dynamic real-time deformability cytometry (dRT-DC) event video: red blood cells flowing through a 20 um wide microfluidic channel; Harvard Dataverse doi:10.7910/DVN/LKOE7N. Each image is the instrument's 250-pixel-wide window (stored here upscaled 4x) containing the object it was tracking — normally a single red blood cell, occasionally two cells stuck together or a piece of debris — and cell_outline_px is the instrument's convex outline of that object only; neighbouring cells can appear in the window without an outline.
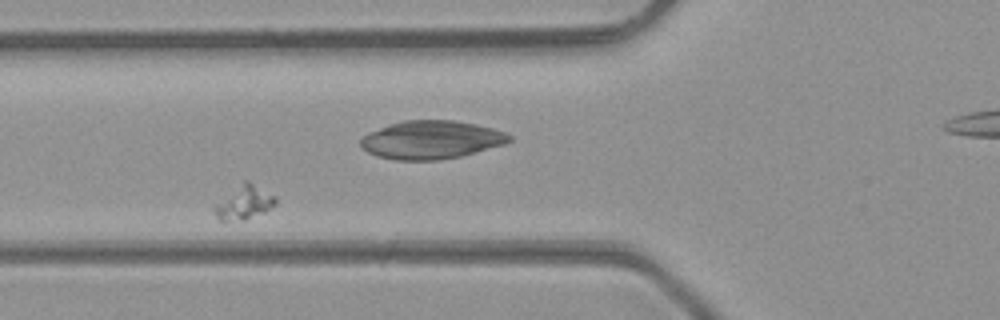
{"species": "common noctule bat (a hibernating species)", "species_latin": "Nyctalus noctula", "temperature_condition": "room temperature", "stored_images_in_passage": 26, "camera_frame_rate_fps": 3000, "um_per_image_px": 0.085, "animal": {"sex": "male", "body_mass_g": 23.1, "forearm_length_mm": 52.7}, "frame": {"image": 1, "passage_image": 2, "time_ms": 0.333, "image_size_px": [1000, 320], "cell_outline_px": [[276, 204], [264, 212], [244, 220], [220, 220], [212, 212], [212, 204], [244, 180], [248, 180], [276, 196]], "centroid_in_image_um": [20.7, 17.2], "position_along_channel_um": 105.1, "area_um2": 12.25}}
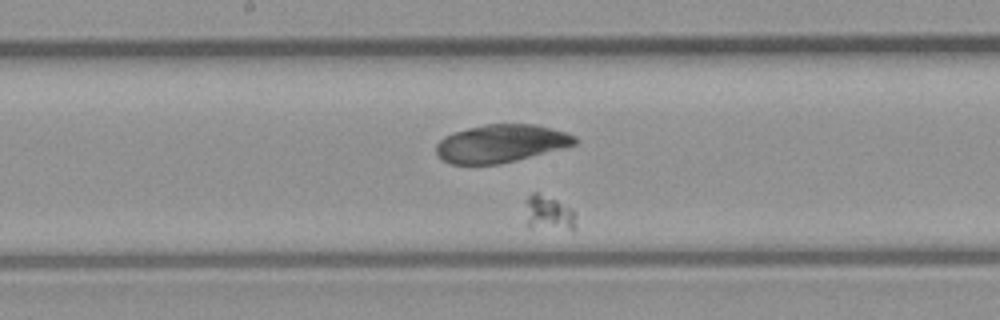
{"frame": {"image": 2, "passage_image": 10, "time_ms": 3.0, "image_size_px": [1000, 320], "cell_outline_px": [[576, 228], [572, 232], [528, 228], [528, 196], [532, 192], [536, 192], [556, 200], [572, 208], [576, 212]], "centroid_in_image_um": [46.75, 18.2], "position_along_channel_um": 201.5, "area_um2": 10.64}}
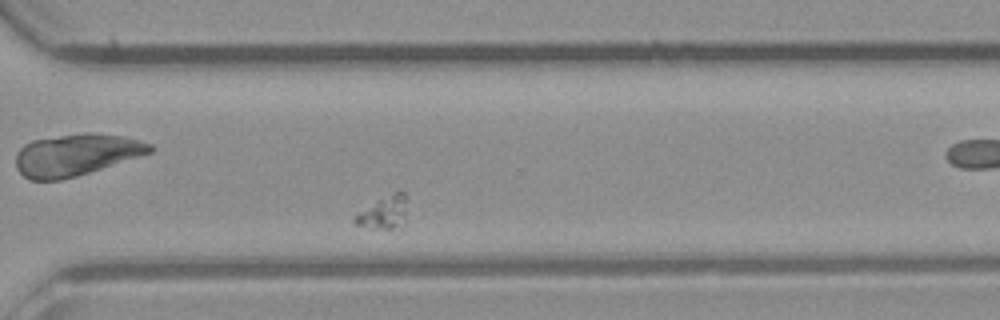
{"frame": {"image": 3, "passage_image": 21, "time_ms": 6.667, "image_size_px": [1000, 320], "cell_outline_px": [[408, 196], [404, 224], [392, 228], [372, 228], [356, 224], [352, 220], [356, 216], [376, 200], [400, 188]], "centroid_in_image_um": [32.71, 17.99], "position_along_channel_um": 337.9, "area_um2": 10.06}}